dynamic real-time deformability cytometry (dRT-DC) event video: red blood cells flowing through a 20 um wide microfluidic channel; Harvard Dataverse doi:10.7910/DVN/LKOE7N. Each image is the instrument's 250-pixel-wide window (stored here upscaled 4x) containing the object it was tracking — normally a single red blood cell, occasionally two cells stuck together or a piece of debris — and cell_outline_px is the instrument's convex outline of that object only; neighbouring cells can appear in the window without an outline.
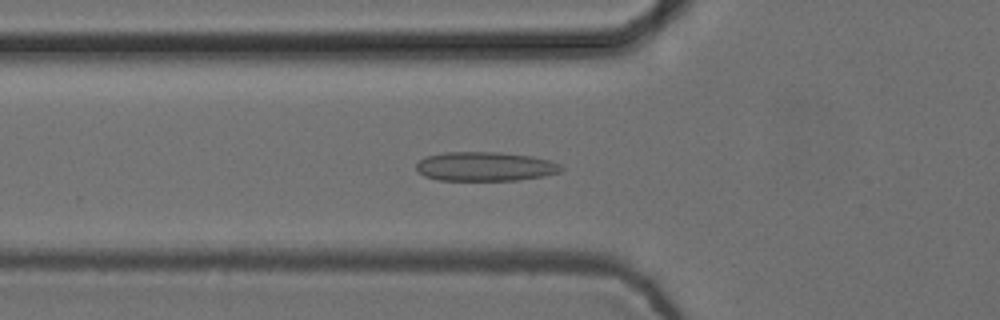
{"species": "common noctule bat (a hibernating species)", "species_latin": "Nyctalus noctula", "temperature_condition": "cold", "stored_images_in_passage": 50, "camera_frame_rate_fps": 3000, "um_per_image_px": 0.085, "animal": {"sex": "female", "body_mass_g": 24.6, "forearm_length_mm": 56.2}, "frame": {"image": 1, "passage_image": 15, "time_ms": 4.667, "image_size_px": [1000, 320], "cell_outline_px": [[564, 168], [560, 172], [544, 176], [516, 180], [440, 180], [424, 176], [416, 172], [416, 164], [424, 156], [444, 152], [496, 152], [532, 156], [548, 160], [560, 164]], "centroid_in_image_um": [41.2, 14.15], "position_along_channel_um": 84.6, "area_um2": 24.74}}
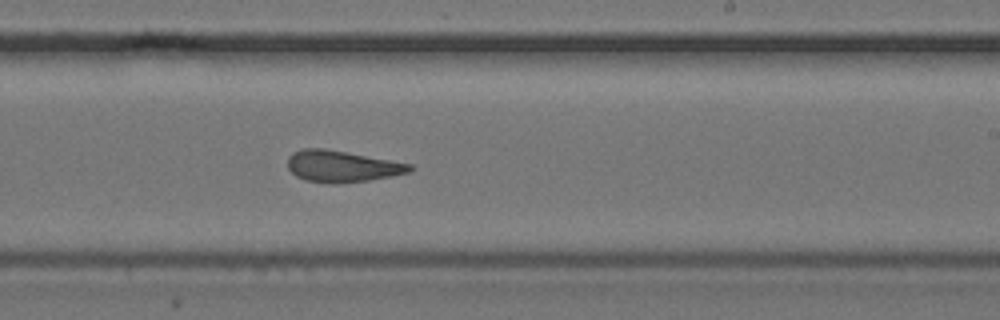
{"frame": {"image": 2, "passage_image": 29, "time_ms": 9.333, "image_size_px": [1000, 320], "cell_outline_px": [[412, 168], [408, 172], [392, 176], [368, 180], [332, 184], [328, 184], [304, 180], [296, 176], [288, 168], [288, 156], [292, 152], [304, 148], [324, 148], [412, 164]], "centroid_in_image_um": [29.01, 14.14], "position_along_channel_um": 260.0, "area_um2": 22.31}}
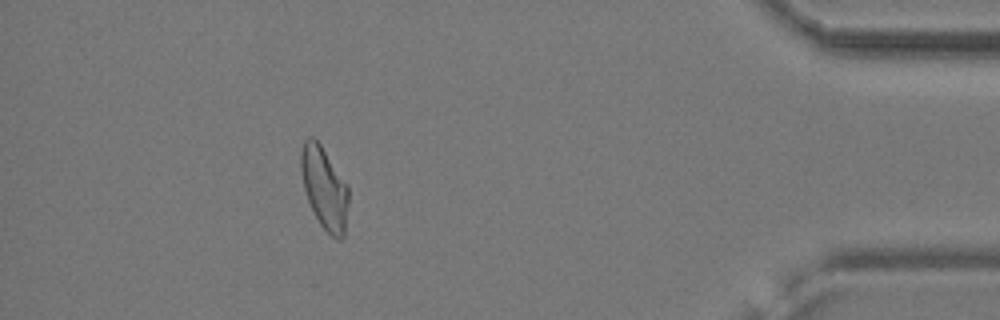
{"frame": {"image": 3, "passage_image": 45, "time_ms": 14.667, "image_size_px": [1000, 320], "cell_outline_px": [[348, 204], [344, 236], [340, 240], [336, 240], [320, 224], [308, 200], [304, 188], [300, 168], [300, 152], [304, 140], [308, 136], [312, 136], [320, 144], [348, 184]], "centroid_in_image_um": [27.57, 15.96], "position_along_channel_um": 407.6, "area_um2": 22.72}, "authors_computed_cell_mechanics": {"area_um2": 23.0333, "velocity_mm_per_s": 3.7435, "shape_relaxation_time_tau1_ms": null, "shape_relaxation_time_tau2_ms": 3.295, "deformation_change_tau1": null, "deformation_change_tau2": 0.1024}}